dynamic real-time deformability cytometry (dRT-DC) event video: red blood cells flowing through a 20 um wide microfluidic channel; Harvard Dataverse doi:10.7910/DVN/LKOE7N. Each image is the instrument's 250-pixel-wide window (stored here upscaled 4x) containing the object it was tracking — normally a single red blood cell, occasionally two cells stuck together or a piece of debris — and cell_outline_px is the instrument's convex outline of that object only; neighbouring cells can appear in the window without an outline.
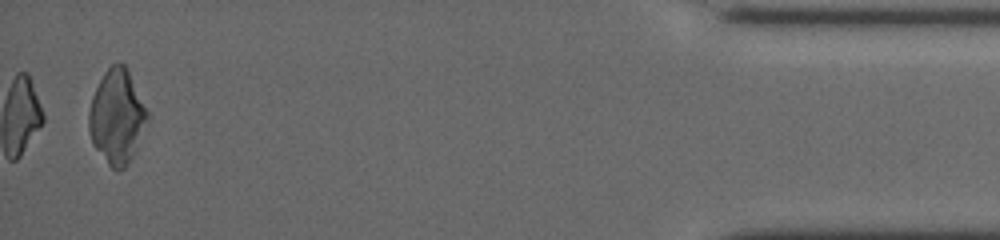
{"species": "common noctule bat (a hibernating species)", "species_latin": "Nyctalus noctula", "temperature_condition": "cold", "stored_images_in_passage": 33, "camera_frame_rate_fps": 3000, "um_per_image_px": 0.085, "animal": {"sex": "female", "body_mass_g": 19.5, "forearm_length_mm": 54.1}, "frame": {"image": 1, "passage_image": 33, "time_ms": 12.667, "image_size_px": [1000, 240], "cell_outline_px": [[148, 120], [132, 156], [124, 168], [116, 172], [108, 164], [92, 144], [88, 128], [88, 112], [92, 96], [104, 72], [112, 64], [124, 64], [128, 68], [148, 112]], "centroid_in_image_um": [9.92, 9.91], "position_along_channel_um": 425.3, "area_um2": 31.91}, "authors_computed_cell_mechanics": {"area_um2": 19.7676, "velocity_mm_per_s": 3.9506, "shape_relaxation_time_tau1_ms": 5.605, "shape_relaxation_time_tau2_ms": 3.1849, "deformation_change_tau1": 0.1888, "deformation_change_tau2": 0.1062}}